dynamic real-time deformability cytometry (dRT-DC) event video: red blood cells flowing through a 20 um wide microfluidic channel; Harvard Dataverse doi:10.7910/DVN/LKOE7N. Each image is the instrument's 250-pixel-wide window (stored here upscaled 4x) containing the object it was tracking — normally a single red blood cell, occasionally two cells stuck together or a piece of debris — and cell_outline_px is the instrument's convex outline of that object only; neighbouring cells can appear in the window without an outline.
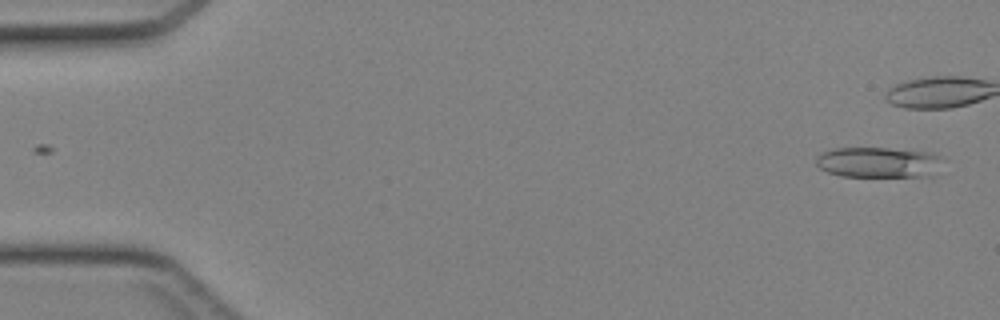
{"species": "Egyptian fruit bat (a non-hibernating species)", "species_latin": "Rousettus aegyptiacus", "temperature_condition": "cold", "stored_images_in_passage": 35, "camera_frame_rate_fps": 3000, "um_per_image_px": 0.085, "animal": {"sex": "female"}, "frame": {"image": 1, "passage_image": 1, "time_ms": 0.0, "image_size_px": [1000, 320], "cell_outline_px": [[936, 176], [840, 176], [828, 172], [820, 168], [816, 164], [816, 156], [820, 152], [832, 148], [888, 148], [932, 152], [936, 156]], "centroid_in_image_um": [74.56, 13.79], "position_along_channel_um": 10.4, "area_um2": 22.31}}
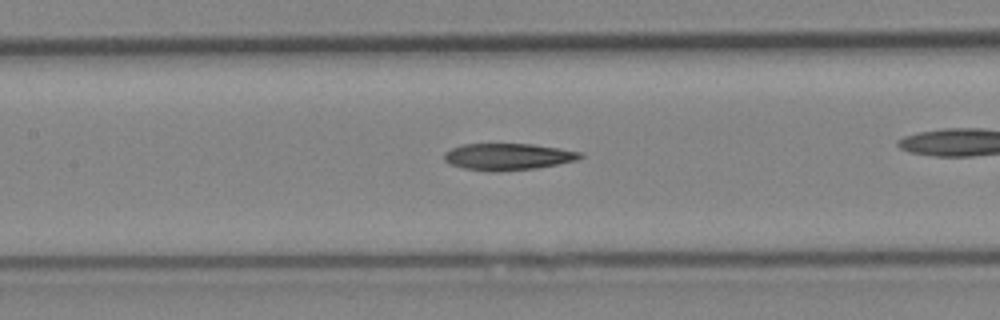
{"frame": {"image": 2, "passage_image": 20, "time_ms": 6.333, "image_size_px": [1000, 320], "cell_outline_px": [[584, 156], [576, 160], [536, 168], [464, 168], [452, 164], [444, 160], [444, 152], [452, 148], [464, 144], [532, 144], [560, 148], [580, 152]], "centroid_in_image_um": [43.21, 13.26], "position_along_channel_um": 164.2, "area_um2": 19.94}}
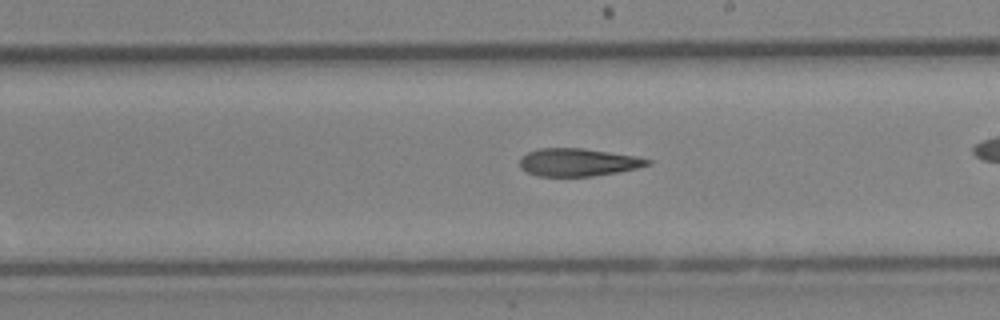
{"frame": {"image": 3, "passage_image": 25, "time_ms": 8.0, "image_size_px": [1000, 320], "cell_outline_px": [[652, 164], [636, 168], [616, 172], [592, 176], [540, 176], [528, 172], [520, 168], [520, 156], [528, 152], [540, 148], [584, 148], [636, 156], [652, 160]], "centroid_in_image_um": [49.13, 13.78], "position_along_channel_um": 239.9, "area_um2": 20.63}}